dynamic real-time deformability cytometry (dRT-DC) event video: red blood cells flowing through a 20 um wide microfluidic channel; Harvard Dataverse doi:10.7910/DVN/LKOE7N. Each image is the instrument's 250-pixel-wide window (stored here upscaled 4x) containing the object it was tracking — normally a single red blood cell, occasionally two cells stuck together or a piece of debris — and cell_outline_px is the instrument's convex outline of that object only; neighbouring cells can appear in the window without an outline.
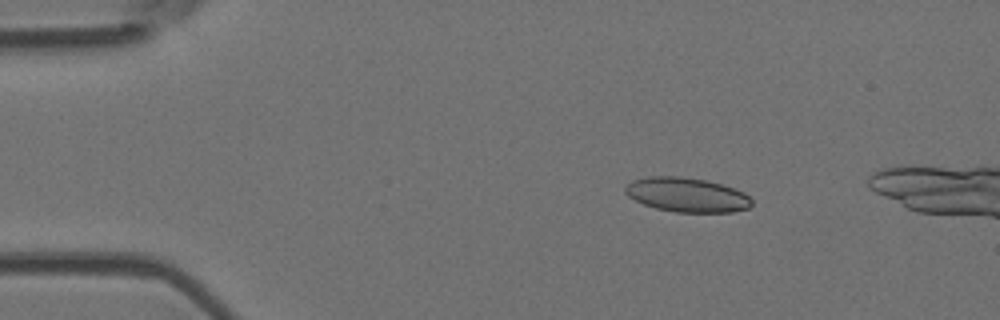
{"species": "Egyptian fruit bat (a non-hibernating species)", "species_latin": "Rousettus aegyptiacus", "temperature_condition": "room temperature", "stored_images_in_passage": 5, "camera_frame_rate_fps": 3000, "um_per_image_px": 0.085, "animal": {"sex": "female"}, "frame": {"image": 1, "passage_image": 3, "time_ms": 2.333, "image_size_px": [1000, 320], "cell_outline_px": [[752, 204], [748, 208], [732, 212], [676, 212], [656, 208], [644, 204], [628, 196], [624, 192], [624, 188], [632, 180], [648, 176], [680, 176], [708, 180], [744, 192], [752, 200]], "centroid_in_image_um": [58.37, 16.55], "position_along_channel_um": 26.6, "area_um2": 25.32}}